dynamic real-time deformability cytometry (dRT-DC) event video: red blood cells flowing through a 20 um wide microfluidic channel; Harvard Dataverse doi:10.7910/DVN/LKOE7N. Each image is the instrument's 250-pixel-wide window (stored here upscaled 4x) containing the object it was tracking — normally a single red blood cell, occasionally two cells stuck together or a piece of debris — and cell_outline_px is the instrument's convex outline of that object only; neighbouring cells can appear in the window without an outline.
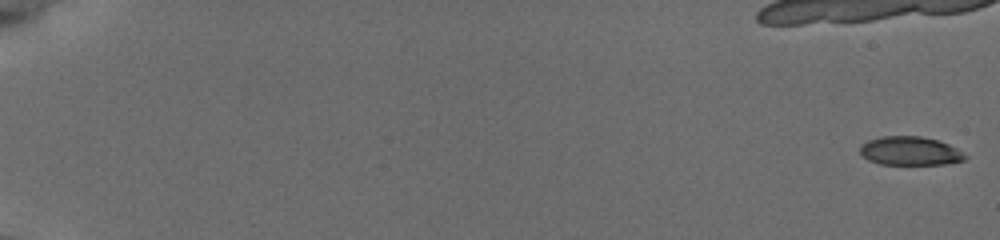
{"species": "common noctule bat (a hibernating species)", "species_latin": "Nyctalus noctula", "temperature_condition": "cold", "stored_images_in_passage": 41, "camera_frame_rate_fps": 3000, "um_per_image_px": 0.085, "animal": {"sex": "female", "body_mass_g": 19.5, "forearm_length_mm": 54.1}, "frame": {"image": 1, "passage_image": 1, "time_ms": 0.0, "image_size_px": [1000, 240], "cell_outline_px": [[968, 156], [964, 160], [944, 164], [880, 164], [868, 160], [860, 152], [860, 144], [868, 140], [880, 136], [920, 136], [936, 140], [948, 144], [956, 148]], "centroid_in_image_um": [77.33, 12.83], "position_along_channel_um": 7.7, "area_um2": 17.51}}